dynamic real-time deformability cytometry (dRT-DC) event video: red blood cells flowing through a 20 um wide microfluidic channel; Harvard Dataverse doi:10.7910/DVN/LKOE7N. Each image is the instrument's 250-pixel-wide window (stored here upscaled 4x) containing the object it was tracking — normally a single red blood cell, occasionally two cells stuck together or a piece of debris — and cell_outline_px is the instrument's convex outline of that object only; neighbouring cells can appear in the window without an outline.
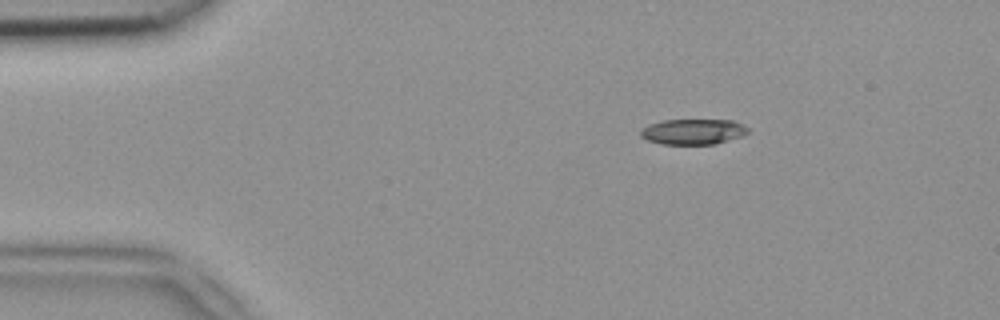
{"species": "common noctule bat (a hibernating species)", "species_latin": "Nyctalus noctula", "temperature_condition": "room temperature", "stored_images_in_passage": 42, "camera_frame_rate_fps": 3000, "um_per_image_px": 0.085, "animal": {"sex": "female", "body_mass_g": 18.4}, "frame": {"image": 1, "passage_image": 1, "time_ms": 0.0, "image_size_px": [1000, 320], "cell_outline_px": [[748, 132], [740, 136], [716, 144], [660, 144], [648, 140], [640, 136], [640, 128], [648, 124], [660, 120], [732, 120], [748, 128]], "centroid_in_image_um": [58.84, 11.19], "position_along_channel_um": 26.2, "area_um2": 15.95}}
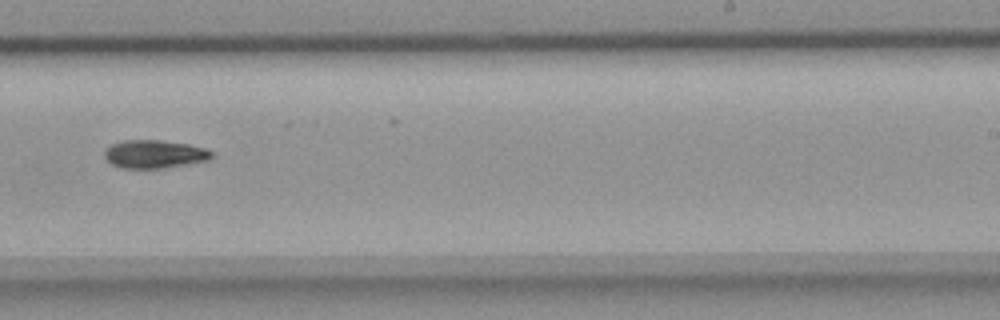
{"frame": {"image": 2, "passage_image": 24, "time_ms": 7.667, "image_size_px": [1000, 320], "cell_outline_px": [[216, 156], [208, 160], [164, 168], [120, 168], [112, 164], [104, 156], [104, 152], [112, 144], [124, 140], [160, 140], [188, 144], [204, 148], [212, 152]], "centroid_in_image_um": [13.14, 13.1], "position_along_channel_um": 275.9, "area_um2": 17.51}}
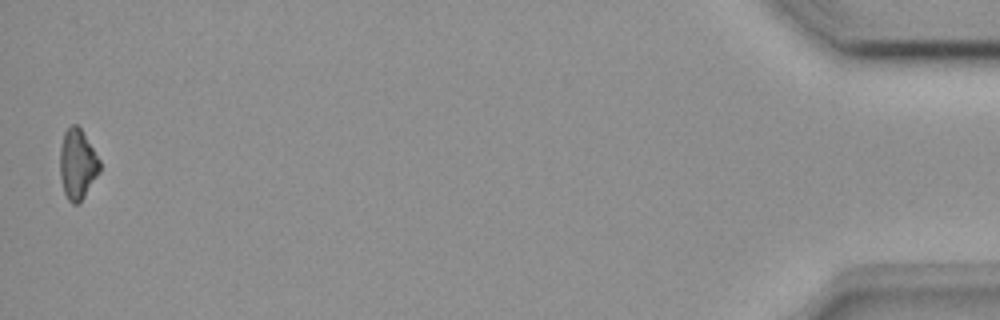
{"frame": {"image": 3, "passage_image": 42, "time_ms": 13.667, "image_size_px": [1000, 320], "cell_outline_px": [[100, 172], [84, 196], [76, 204], [72, 204], [68, 200], [64, 192], [60, 176], [60, 148], [64, 132], [72, 124], [76, 124], [80, 128], [100, 160]], "centroid_in_image_um": [6.58, 13.96], "position_along_channel_um": 428.6, "area_um2": 16.07}}